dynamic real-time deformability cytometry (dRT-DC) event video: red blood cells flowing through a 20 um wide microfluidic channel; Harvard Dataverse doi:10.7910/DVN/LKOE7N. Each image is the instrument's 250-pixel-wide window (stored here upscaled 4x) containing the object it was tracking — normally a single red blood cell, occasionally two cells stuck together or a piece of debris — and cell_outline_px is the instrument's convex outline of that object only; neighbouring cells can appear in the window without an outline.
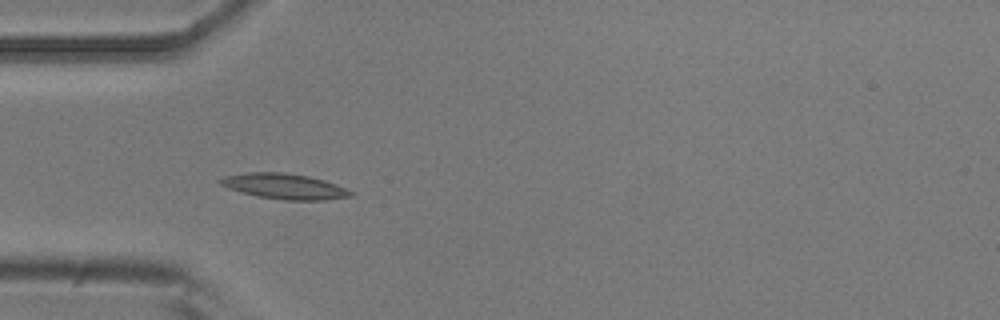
{"species": "common noctule bat (a hibernating species)", "species_latin": "Nyctalus noctula", "temperature_condition": "room temperature", "stored_images_in_passage": 4, "camera_frame_rate_fps": 3000, "um_per_image_px": 0.085, "animal": {"sex": "male", "body_mass_g": 20.5, "forearm_length_mm": 52.5}, "frame": {"image": 1, "passage_image": 3, "time_ms": 0.667, "image_size_px": [1000, 320], "cell_outline_px": [[356, 192], [352, 196], [324, 200], [284, 200], [260, 196], [240, 192], [228, 188], [220, 184], [216, 180], [224, 176], [248, 172], [284, 172], [308, 176], [324, 180], [336, 184]], "centroid_in_image_um": [24.18, 15.83], "position_along_channel_um": 60.8, "area_um2": 19.42}}
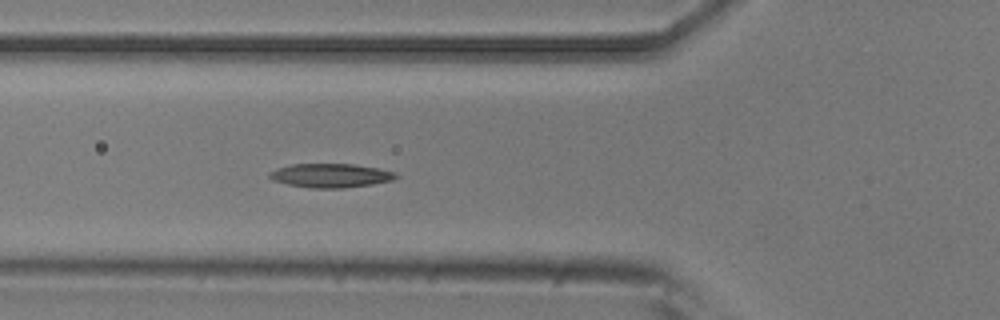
{"frame": {"image": 2, "passage_image": 4, "time_ms": 1.0, "image_size_px": [1000, 320], "cell_outline_px": [[400, 176], [392, 180], [372, 184], [344, 188], [312, 188], [288, 184], [272, 180], [268, 176], [268, 172], [276, 168], [292, 164], [352, 164], [380, 168], [396, 172]], "centroid_in_image_um": [28.11, 14.91], "position_along_channel_um": 97.7, "area_um2": 17.74}}